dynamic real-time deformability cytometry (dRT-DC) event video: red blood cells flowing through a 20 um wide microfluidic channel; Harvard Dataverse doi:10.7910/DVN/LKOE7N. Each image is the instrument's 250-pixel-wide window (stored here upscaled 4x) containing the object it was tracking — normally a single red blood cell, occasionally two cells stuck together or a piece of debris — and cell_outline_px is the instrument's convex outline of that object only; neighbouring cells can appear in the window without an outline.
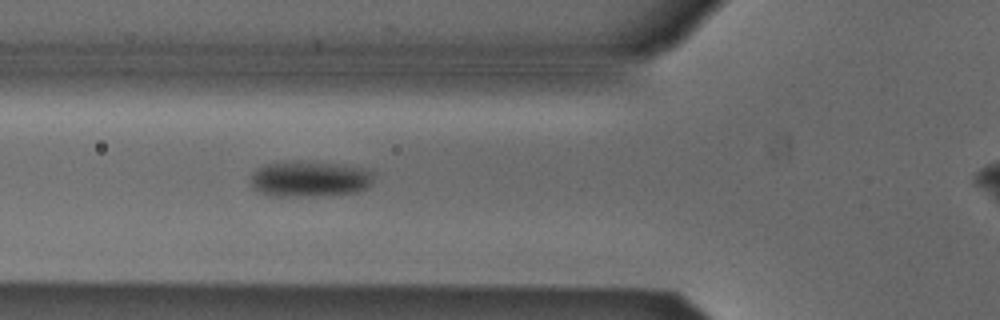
{"species": "Egyptian fruit bat (a non-hibernating species)", "species_latin": "Rousettus aegyptiacus", "temperature_condition": "cold", "stored_images_in_passage": 39, "camera_frame_rate_fps": 3000, "um_per_image_px": 0.085, "animal": {"sex": "male"}, "frame": {"image": 1, "passage_image": 11, "time_ms": 3.333, "image_size_px": [1000, 320], "cell_outline_px": [[372, 184], [368, 188], [356, 192], [308, 196], [272, 196], [260, 192], [252, 188], [252, 172], [268, 164], [296, 160], [312, 160], [364, 168], [372, 172]], "centroid_in_image_um": [26.34, 15.19], "position_along_channel_um": 99.5, "area_um2": 25.78}}
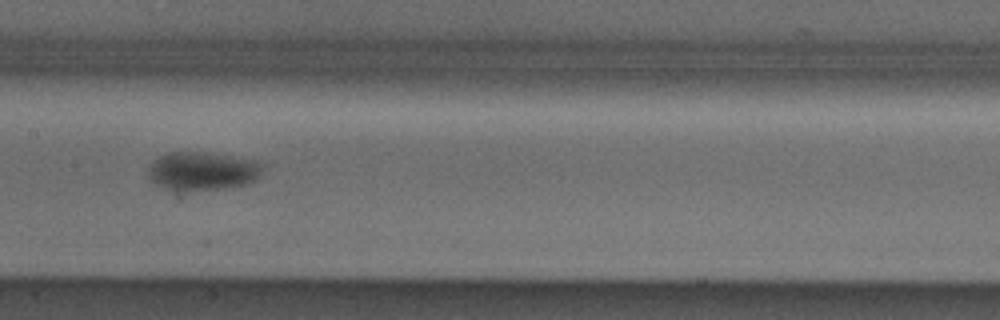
{"frame": {"image": 2, "passage_image": 18, "time_ms": 5.667, "image_size_px": [1000, 320], "cell_outline_px": [[260, 172], [256, 180], [244, 184], [224, 188], [164, 188], [148, 180], [148, 164], [152, 160], [160, 156], [172, 152], [200, 152], [260, 160]], "centroid_in_image_um": [17.16, 14.5], "position_along_channel_um": 190.2, "area_um2": 24.97}}
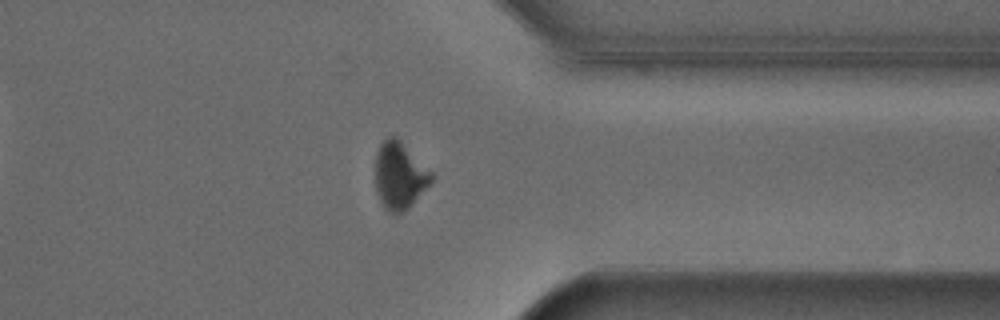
{"frame": {"image": 3, "passage_image": 33, "time_ms": 10.667, "image_size_px": [1000, 320], "cell_outline_px": [[432, 180], [408, 208], [400, 212], [388, 212], [384, 208], [376, 192], [376, 152], [380, 144], [388, 136], [396, 136], [432, 172]], "centroid_in_image_um": [33.94, 14.9], "position_along_channel_um": 377.5, "area_um2": 21.5}, "authors_computed_cell_mechanics": {"area_um2": 25.5476, "velocity_mm_per_s": 3.8879, "shape_relaxation_time_tau1_ms": 3.1197, "shape_relaxation_time_tau2_ms": null, "deformation_change_tau1": 0.0948, "deformation_change_tau2": null}}